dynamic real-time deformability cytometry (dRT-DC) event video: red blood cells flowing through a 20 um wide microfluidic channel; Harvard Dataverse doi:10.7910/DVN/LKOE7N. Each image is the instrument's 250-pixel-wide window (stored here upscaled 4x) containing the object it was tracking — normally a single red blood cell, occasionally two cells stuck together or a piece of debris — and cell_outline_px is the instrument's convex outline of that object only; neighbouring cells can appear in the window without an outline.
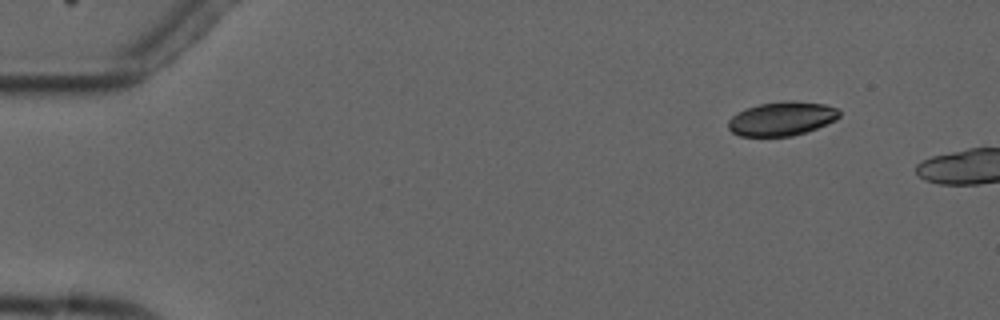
{"species": "common noctule bat (a hibernating species)", "species_latin": "Nyctalus noctula", "temperature_condition": "cold", "stored_images_in_passage": 4, "camera_frame_rate_fps": 3000, "um_per_image_px": 0.085, "animal": {"sex": "male", "forearm_length_mm": 52.5}, "frame": {"image": 1, "passage_image": 2, "time_ms": 1.333, "image_size_px": [1000, 320], "cell_outline_px": [[840, 116], [836, 120], [816, 128], [792, 136], [740, 136], [732, 132], [728, 128], [728, 120], [732, 116], [748, 108], [760, 104], [784, 100], [792, 100], [824, 104], [836, 108], [840, 112]], "centroid_in_image_um": [66.46, 10.08], "position_along_channel_um": 18.5, "area_um2": 21.85}}